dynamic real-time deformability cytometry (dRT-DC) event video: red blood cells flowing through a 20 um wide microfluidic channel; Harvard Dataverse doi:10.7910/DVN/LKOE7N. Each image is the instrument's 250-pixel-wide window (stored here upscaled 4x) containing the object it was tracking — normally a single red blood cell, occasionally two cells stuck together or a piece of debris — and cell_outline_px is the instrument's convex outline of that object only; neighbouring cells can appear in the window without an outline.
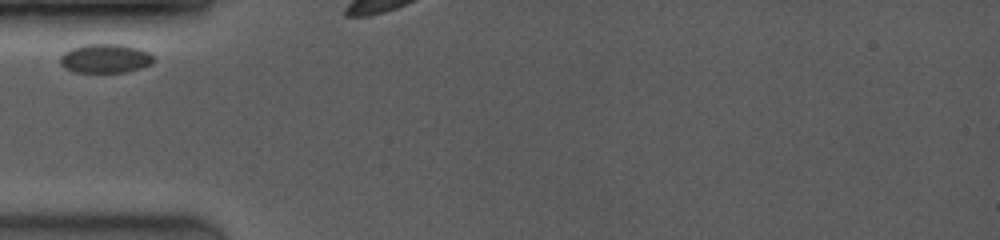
{"species": "common noctule bat (a hibernating species)", "species_latin": "Nyctalus noctula", "temperature_condition": "room temperature", "stored_images_in_passage": 4, "camera_frame_rate_fps": 3500, "um_per_image_px": 0.085, "animal": {"sex": "female", "body_mass_g": 19.0, "forearm_length_mm": 53.3}, "frame": {"image": 1, "passage_image": 1, "time_ms": 0.0, "image_size_px": [1000, 240], "cell_outline_px": [[156, 60], [152, 64], [140, 68], [124, 72], [72, 72], [64, 68], [60, 64], [60, 56], [64, 52], [72, 48], [84, 44], [120, 44], [136, 48], [148, 52]], "centroid_in_image_um": [8.92, 4.97], "position_along_channel_um": 76.1, "area_um2": 15.84}}